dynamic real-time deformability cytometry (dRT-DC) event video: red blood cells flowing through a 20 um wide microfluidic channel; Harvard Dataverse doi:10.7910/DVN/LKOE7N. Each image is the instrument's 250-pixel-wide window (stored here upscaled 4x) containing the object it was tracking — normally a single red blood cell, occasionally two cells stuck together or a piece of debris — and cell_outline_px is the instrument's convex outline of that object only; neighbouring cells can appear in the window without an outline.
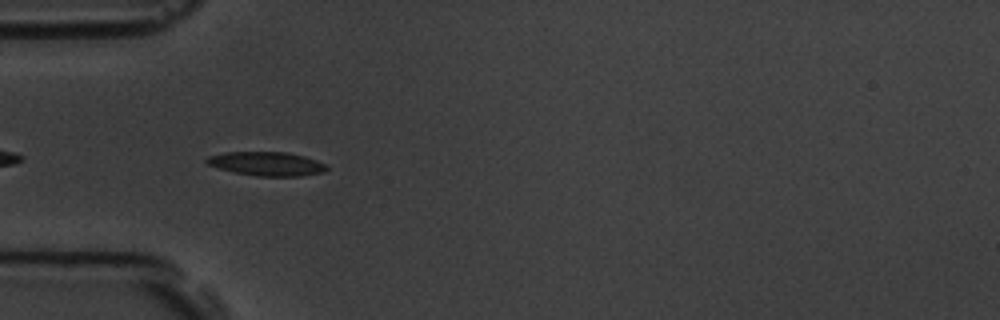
{"species": "common noctule bat (a hibernating species)", "species_latin": "Nyctalus noctula", "temperature_condition": "room temperature", "stored_images_in_passage": 6, "camera_frame_rate_fps": 3000, "um_per_image_px": 0.085, "animal": {"sex": "male", "body_mass_g": 19.5, "forearm_length_mm": 54.6}, "frame": {"image": 1, "passage_image": 5, "time_ms": 4.667, "image_size_px": [1000, 320], "cell_outline_px": [[328, 168], [324, 172], [304, 176], [256, 176], [236, 172], [220, 168], [208, 164], [204, 160], [208, 156], [224, 152], [288, 152], [304, 156], [316, 160], [324, 164]], "centroid_in_image_um": [22.68, 13.92], "position_along_channel_um": 62.3, "area_um2": 16.65}}
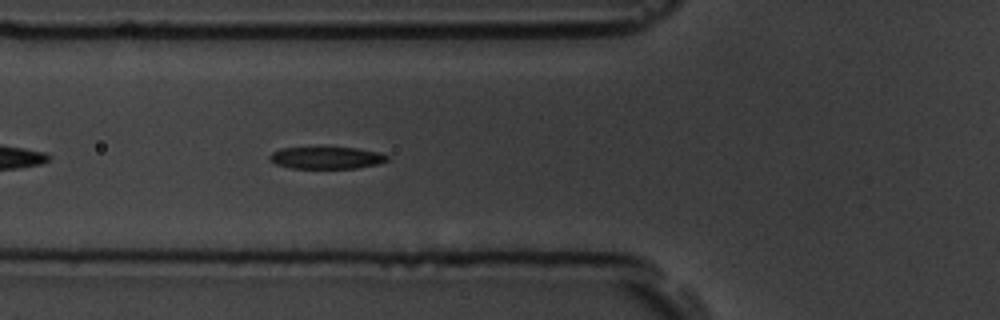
{"frame": {"image": 2, "passage_image": 6, "time_ms": 5.667, "image_size_px": [1000, 320], "cell_outline_px": [[388, 160], [380, 164], [356, 168], [292, 168], [276, 164], [268, 160], [268, 156], [272, 152], [280, 148], [356, 148], [380, 152], [388, 156]], "centroid_in_image_um": [27.75, 13.42], "position_along_channel_um": 98.0, "area_um2": 15.09}}